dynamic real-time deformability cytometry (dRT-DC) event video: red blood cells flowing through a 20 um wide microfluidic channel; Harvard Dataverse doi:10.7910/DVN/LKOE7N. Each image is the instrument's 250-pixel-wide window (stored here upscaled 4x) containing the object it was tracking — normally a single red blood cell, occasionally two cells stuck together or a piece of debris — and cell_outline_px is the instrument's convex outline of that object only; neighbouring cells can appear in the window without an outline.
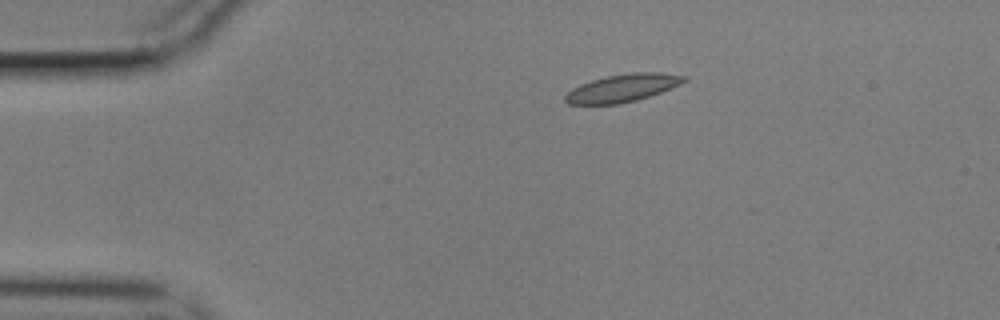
{"species": "common noctule bat (a hibernating species)", "species_latin": "Nyctalus noctula", "temperature_condition": "cold", "stored_images_in_passage": 25, "camera_frame_rate_fps": 3000, "um_per_image_px": 0.085, "animal": {"sex": "male", "body_mass_g": 17.9}, "frame": {"image": 1, "passage_image": 1, "time_ms": 0.0, "image_size_px": [1000, 320], "cell_outline_px": [[688, 80], [680, 84], [660, 92], [636, 100], [620, 104], [568, 104], [564, 100], [564, 96], [572, 88], [580, 84], [592, 80], [608, 76], [632, 72], [660, 72], [688, 76]], "centroid_in_image_um": [52.92, 7.47], "position_along_channel_um": 32.1, "area_um2": 19.13}}
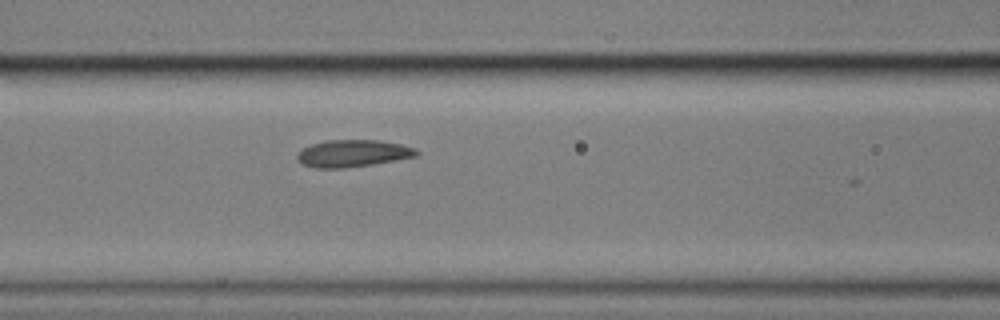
{"frame": {"image": 2, "passage_image": 14, "time_ms": 4.333, "image_size_px": [1000, 320], "cell_outline_px": [[420, 152], [416, 156], [372, 164], [344, 168], [316, 168], [304, 164], [296, 156], [304, 148], [312, 144], [324, 140], [380, 140], [400, 144], [416, 148]], "centroid_in_image_um": [30.02, 13.03], "position_along_channel_um": 136.6, "area_um2": 18.61}}
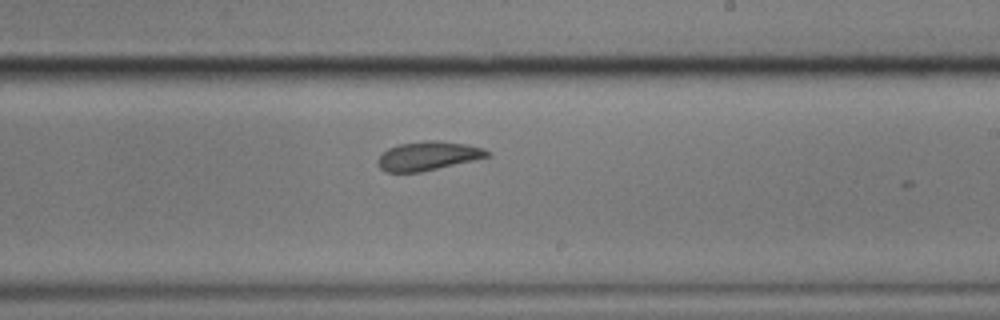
{"frame": {"image": 3, "passage_image": 24, "time_ms": 7.667, "image_size_px": [1000, 320], "cell_outline_px": [[492, 152], [488, 156], [472, 160], [420, 172], [384, 172], [376, 164], [376, 160], [388, 148], [400, 144], [428, 140], [436, 140], [468, 144], [484, 148]], "centroid_in_image_um": [36.36, 13.25], "position_along_channel_um": 252.6, "area_um2": 18.32}}